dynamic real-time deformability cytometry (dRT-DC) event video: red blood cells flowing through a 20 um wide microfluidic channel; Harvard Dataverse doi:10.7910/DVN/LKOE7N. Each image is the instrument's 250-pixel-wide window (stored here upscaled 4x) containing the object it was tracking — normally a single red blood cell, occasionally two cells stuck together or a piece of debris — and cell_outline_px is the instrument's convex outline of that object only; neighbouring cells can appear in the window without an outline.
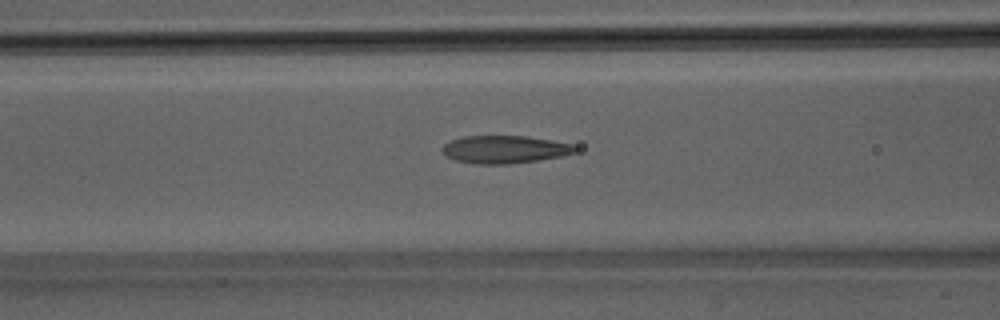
{"species": "Egyptian fruit bat (a non-hibernating species)", "species_latin": "Rousettus aegyptiacus", "temperature_condition": "room temperature", "stored_images_in_passage": 50, "camera_frame_rate_fps": 3000, "um_per_image_px": 0.085, "animal": {"sex": "male"}, "frame": {"image": 1, "passage_image": 21, "time_ms": 6.667, "image_size_px": [1000, 320], "cell_outline_px": [[576, 152], [560, 156], [512, 164], [476, 164], [456, 160], [448, 156], [444, 152], [444, 144], [452, 140], [464, 136], [524, 136], [552, 140], [572, 144], [576, 148]], "centroid_in_image_um": [42.91, 12.7], "position_along_channel_um": 123.7, "area_um2": 21.15}}
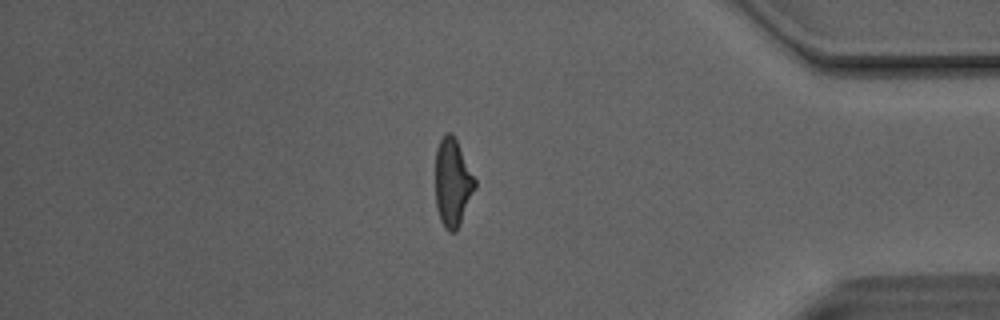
{"frame": {"image": 2, "passage_image": 43, "time_ms": 14.0, "image_size_px": [1000, 320], "cell_outline_px": [[476, 188], [460, 224], [456, 232], [448, 232], [444, 228], [440, 220], [436, 208], [436, 148], [444, 132], [452, 132], [476, 180]], "centroid_in_image_um": [38.47, 15.54], "position_along_channel_um": 396.7, "area_um2": 20.35}}
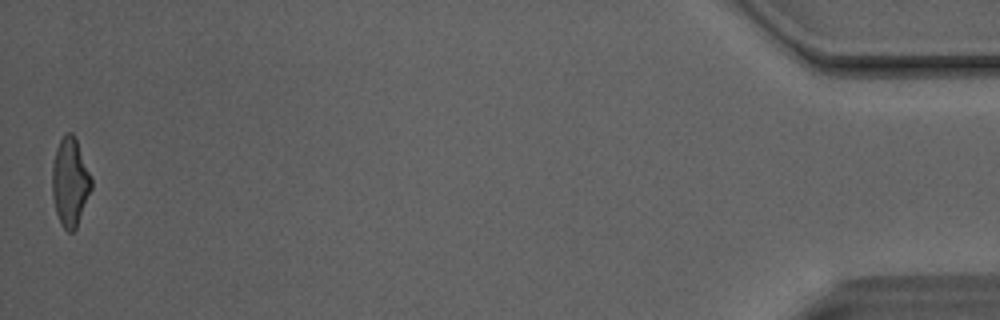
{"frame": {"image": 3, "passage_image": 50, "time_ms": 16.333, "image_size_px": [1000, 320], "cell_outline_px": [[92, 188], [76, 228], [72, 232], [68, 232], [60, 224], [56, 212], [52, 196], [52, 164], [56, 148], [64, 132], [72, 132], [76, 140], [92, 176]], "centroid_in_image_um": [5.95, 15.47], "position_along_channel_um": 429.2, "area_um2": 20.35}, "authors_computed_cell_mechanics": {"area_um2": 21.2415, "velocity_mm_per_s": 4.1429, "shape_relaxation_time_tau1_ms": 5.4873, "shape_relaxation_time_tau2_ms": 1.5022, "deformation_change_tau1": 0.2023, "deformation_change_tau2": 0.1026}}